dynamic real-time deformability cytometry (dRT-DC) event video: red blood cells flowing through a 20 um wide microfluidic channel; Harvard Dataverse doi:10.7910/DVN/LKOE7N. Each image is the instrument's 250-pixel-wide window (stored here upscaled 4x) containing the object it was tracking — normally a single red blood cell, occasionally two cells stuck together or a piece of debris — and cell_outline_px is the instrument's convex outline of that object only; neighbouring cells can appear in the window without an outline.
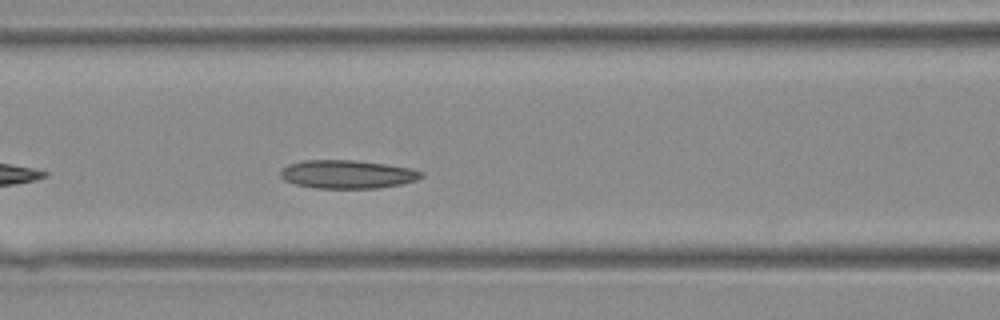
{"species": "Egyptian fruit bat (a non-hibernating species)", "species_latin": "Rousettus aegyptiacus", "temperature_condition": "warm", "stored_images_in_passage": 27, "camera_frame_rate_fps": 3000, "um_per_image_px": 0.085, "animal": {"sex": "female"}, "frame": {"image": 1, "passage_image": 6, "time_ms": 1.667, "image_size_px": [1000, 320], "cell_outline_px": [[424, 176], [416, 180], [400, 184], [380, 188], [316, 188], [296, 184], [284, 180], [280, 176], [280, 168], [288, 164], [304, 160], [356, 160], [412, 168], [424, 172]], "centroid_in_image_um": [29.52, 14.81], "position_along_channel_um": 137.1, "area_um2": 23.41}}
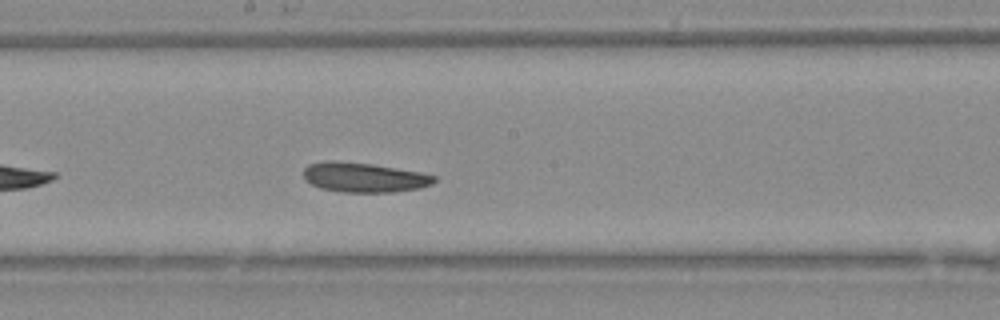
{"frame": {"image": 2, "passage_image": 11, "time_ms": 3.333, "image_size_px": [1000, 320], "cell_outline_px": [[436, 180], [432, 184], [420, 188], [396, 192], [340, 192], [320, 188], [312, 184], [304, 176], [304, 168], [308, 164], [324, 160], [332, 160], [372, 164], [420, 172], [436, 176]], "centroid_in_image_um": [30.94, 15.07], "position_along_channel_um": 217.3, "area_um2": 22.66}}
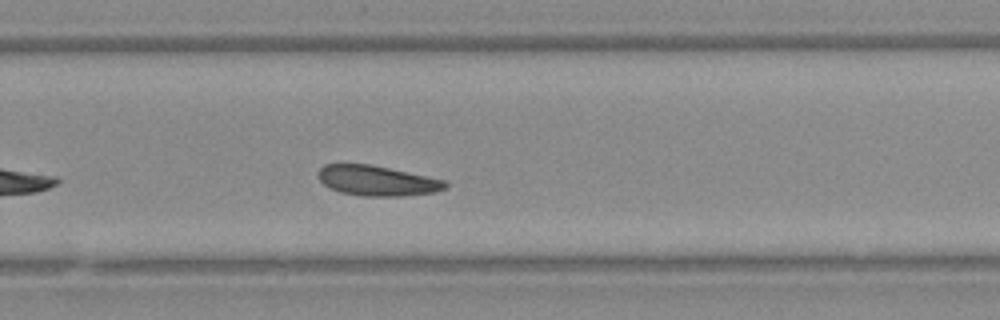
{"frame": {"image": 3, "passage_image": 16, "time_ms": 5.0, "image_size_px": [1000, 320], "cell_outline_px": [[448, 184], [444, 188], [436, 192], [404, 196], [360, 196], [340, 192], [328, 188], [316, 176], [316, 172], [324, 164], [368, 164], [388, 168], [444, 180]], "centroid_in_image_um": [31.98, 15.37], "position_along_channel_um": 297.8, "area_um2": 22.31}}